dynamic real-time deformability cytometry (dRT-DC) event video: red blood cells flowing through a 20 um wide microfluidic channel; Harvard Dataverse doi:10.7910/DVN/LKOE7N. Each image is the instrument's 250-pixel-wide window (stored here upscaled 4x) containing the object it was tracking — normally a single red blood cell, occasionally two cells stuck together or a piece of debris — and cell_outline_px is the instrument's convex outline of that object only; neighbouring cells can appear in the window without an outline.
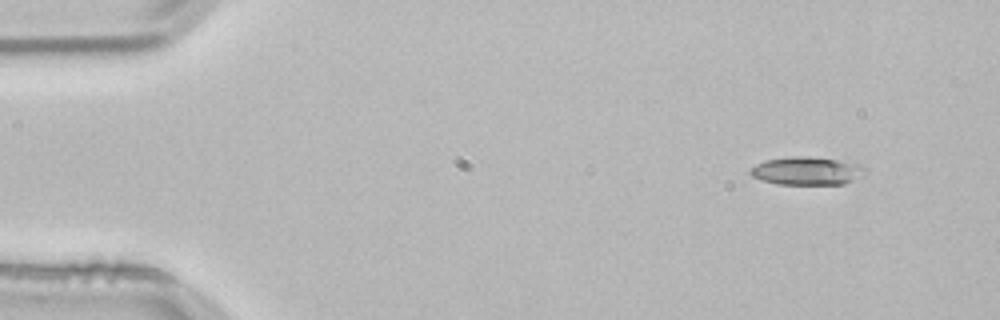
{"species": "common noctule bat (a hibernating species)", "species_latin": "Nyctalus noctula", "temperature_condition": "room temperature", "stored_images_in_passage": 49, "camera_frame_rate_fps": 3000, "um_per_image_px": 0.085, "animal": {"sex": "male", "body_mass_g": 21.5, "forearm_length_mm": 52.0}, "frame": {"image": 1, "passage_image": 1, "time_ms": 0.0, "image_size_px": [1000, 320], "cell_outline_px": [[864, 176], [844, 184], [776, 184], [760, 180], [752, 176], [748, 172], [748, 168], [764, 160], [792, 156], [808, 156], [836, 160], [860, 164], [864, 168]], "centroid_in_image_um": [68.53, 14.53], "position_along_channel_um": 16.5, "area_um2": 18.96}}
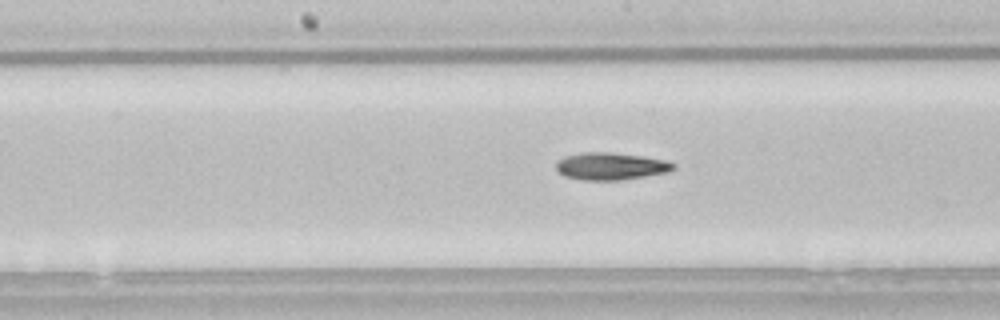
{"frame": {"image": 2, "passage_image": 23, "time_ms": 7.333, "image_size_px": [1000, 320], "cell_outline_px": [[676, 168], [668, 172], [620, 180], [580, 180], [564, 176], [556, 172], [556, 164], [564, 156], [584, 152], [608, 152], [644, 156], [664, 160], [676, 164]], "centroid_in_image_um": [51.9, 14.13], "position_along_channel_um": 196.3, "area_um2": 18.73}}
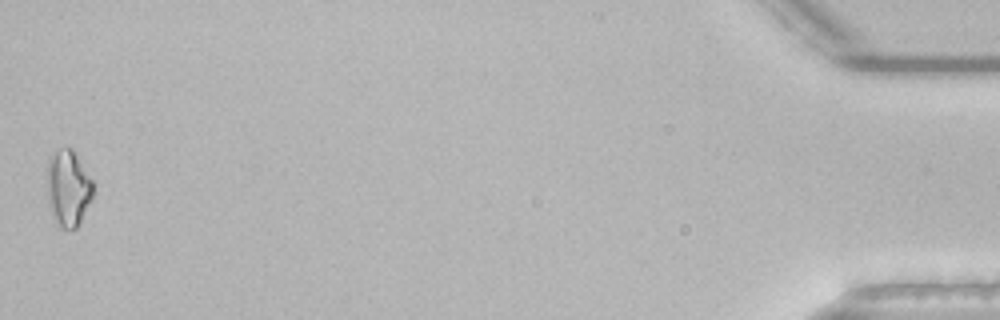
{"frame": {"image": 3, "passage_image": 49, "time_ms": 16.0, "image_size_px": [1000, 320], "cell_outline_px": [[92, 200], [76, 228], [60, 228], [52, 212], [48, 192], [48, 160], [60, 148], [72, 148], [92, 180]], "centroid_in_image_um": [5.82, 15.98], "position_along_channel_um": 429.4, "area_um2": 19.77}}